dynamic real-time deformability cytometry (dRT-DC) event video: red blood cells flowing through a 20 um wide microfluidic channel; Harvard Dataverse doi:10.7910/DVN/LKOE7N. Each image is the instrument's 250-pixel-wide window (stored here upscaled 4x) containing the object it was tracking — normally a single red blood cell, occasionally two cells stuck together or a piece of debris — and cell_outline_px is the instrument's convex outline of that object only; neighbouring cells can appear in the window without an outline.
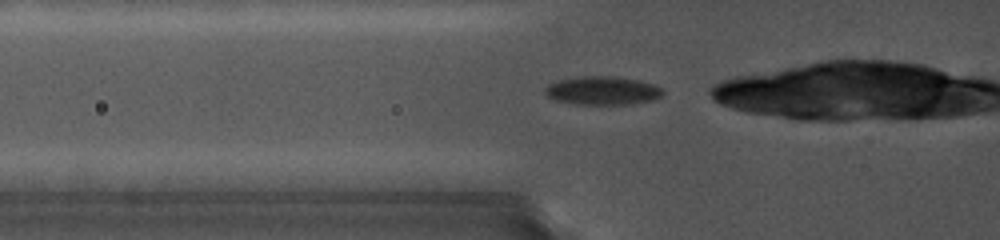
{"species": "common noctule bat (a hibernating species)", "species_latin": "Nyctalus noctula", "temperature_condition": "cold", "stored_images_in_passage": 44, "camera_frame_rate_fps": 5000, "um_per_image_px": 0.085, "animal": {"sex": "female", "body_mass_g": 19.0, "forearm_length_mm": 56.7}, "frame": {"image": 1, "passage_image": 2, "time_ms": 0.2, "image_size_px": [1000, 240], "cell_outline_px": [[664, 92], [660, 96], [648, 100], [632, 104], [576, 104], [556, 100], [548, 96], [544, 92], [544, 88], [548, 84], [560, 80], [580, 76], [620, 76], [640, 80], [652, 84], [660, 88]], "centroid_in_image_um": [51.18, 7.69], "position_along_channel_um": 74.6, "area_um2": 19.42}}
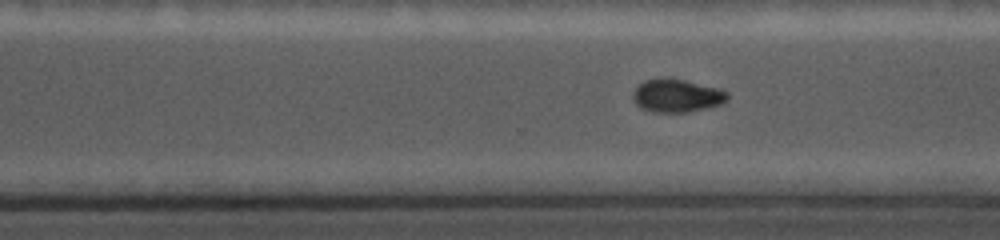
{"frame": {"image": 2, "passage_image": 34, "time_ms": 6.6, "image_size_px": [1000, 240], "cell_outline_px": [[728, 100], [720, 104], [688, 112], [652, 112], [640, 108], [632, 100], [632, 92], [644, 80], [684, 80], [720, 88], [728, 92]], "centroid_in_image_um": [57.53, 8.16], "position_along_channel_um": 313.1, "area_um2": 17.92}}
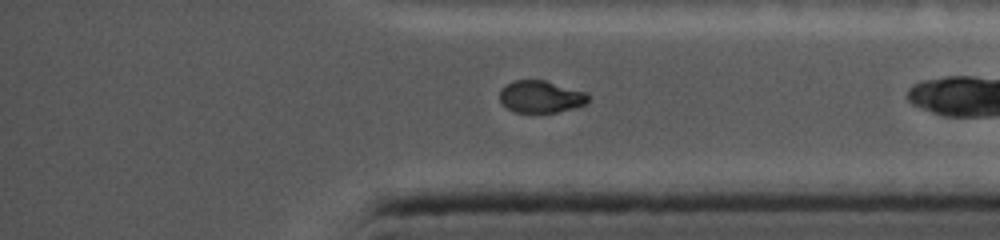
{"frame": {"image": 3, "passage_image": 44, "time_ms": 8.6, "image_size_px": [1000, 240], "cell_outline_px": [[588, 104], [556, 112], [516, 112], [508, 108], [500, 100], [500, 88], [512, 80], [544, 80], [588, 92]], "centroid_in_image_um": [45.98, 8.2], "position_along_channel_um": 389.2, "area_um2": 16.59}}